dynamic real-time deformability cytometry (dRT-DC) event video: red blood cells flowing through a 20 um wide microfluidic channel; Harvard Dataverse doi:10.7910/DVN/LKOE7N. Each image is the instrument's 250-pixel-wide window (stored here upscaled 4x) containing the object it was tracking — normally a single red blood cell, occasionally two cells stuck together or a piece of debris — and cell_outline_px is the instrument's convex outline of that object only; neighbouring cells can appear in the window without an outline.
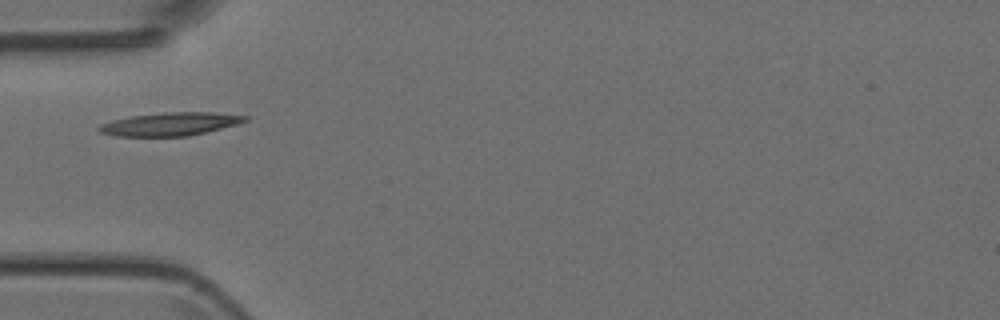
{"species": "Egyptian fruit bat (a non-hibernating species)", "species_latin": "Rousettus aegyptiacus", "temperature_condition": "room temperature", "stored_images_in_passage": 17, "camera_frame_rate_fps": 3000, "um_per_image_px": 0.085, "animal": {"sex": "female"}, "frame": {"image": 1, "passage_image": 1, "time_ms": 0.0, "image_size_px": [1000, 320], "cell_outline_px": [[248, 120], [236, 124], [188, 136], [116, 136], [100, 132], [96, 128], [100, 124], [112, 120], [132, 116], [164, 112], [216, 112], [248, 116]], "centroid_in_image_um": [14.44, 10.54], "position_along_channel_um": 70.6, "area_um2": 19.59}}
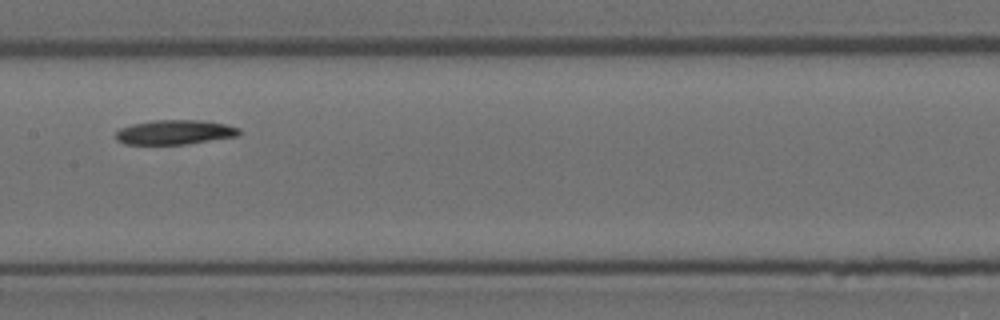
{"frame": {"image": 2, "passage_image": 10, "time_ms": 3.0, "image_size_px": [1000, 320], "cell_outline_px": [[240, 132], [236, 136], [184, 144], [124, 144], [116, 140], [116, 132], [120, 128], [132, 124], [152, 120], [200, 120], [224, 124], [240, 128]], "centroid_in_image_um": [14.81, 11.23], "position_along_channel_um": 192.6, "area_um2": 17.46}}
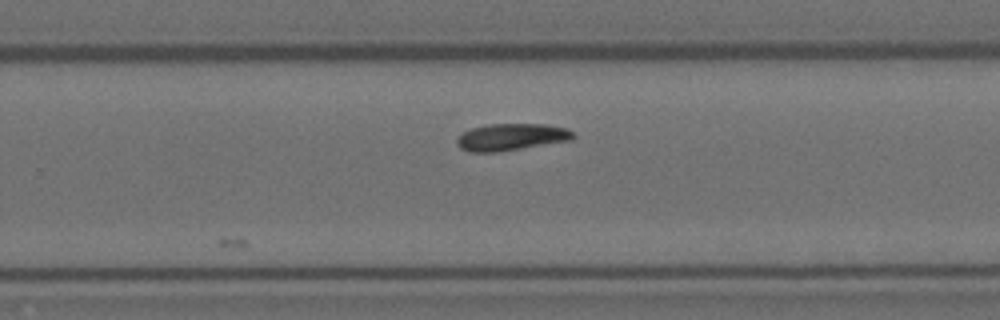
{"frame": {"image": 3, "passage_image": 17, "time_ms": 5.333, "image_size_px": [1000, 320], "cell_outline_px": [[576, 136], [572, 140], [496, 152], [468, 152], [460, 148], [456, 144], [456, 140], [464, 132], [472, 128], [492, 124], [544, 124], [568, 128]], "centroid_in_image_um": [43.47, 11.65], "position_along_channel_um": 286.3, "area_um2": 18.15}}